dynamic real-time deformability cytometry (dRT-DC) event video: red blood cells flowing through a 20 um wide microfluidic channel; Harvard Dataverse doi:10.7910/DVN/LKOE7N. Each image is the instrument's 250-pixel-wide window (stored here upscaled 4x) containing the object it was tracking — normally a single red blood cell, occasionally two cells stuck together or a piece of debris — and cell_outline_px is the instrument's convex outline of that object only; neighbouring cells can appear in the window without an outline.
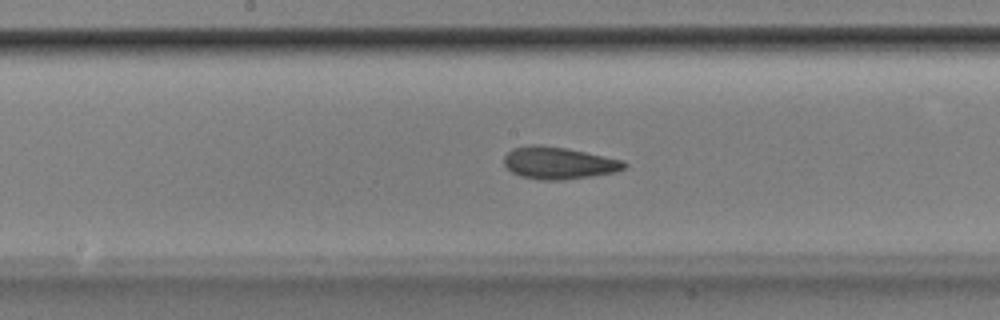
{"species": "Egyptian fruit bat (a non-hibernating species)", "species_latin": "Rousettus aegyptiacus", "temperature_condition": "room temperature", "stored_images_in_passage": 51, "camera_frame_rate_fps": 3000, "um_per_image_px": 0.085, "animal": {"sex": "male"}, "frame": {"image": 1, "passage_image": 26, "time_ms": 8.333, "image_size_px": [1000, 320], "cell_outline_px": [[628, 164], [624, 168], [616, 172], [592, 176], [560, 180], [540, 180], [520, 176], [512, 172], [504, 164], [504, 156], [512, 148], [532, 144], [536, 144], [568, 148], [624, 160]], "centroid_in_image_um": [47.49, 13.85], "position_along_channel_um": 200.7, "area_um2": 22.66}}
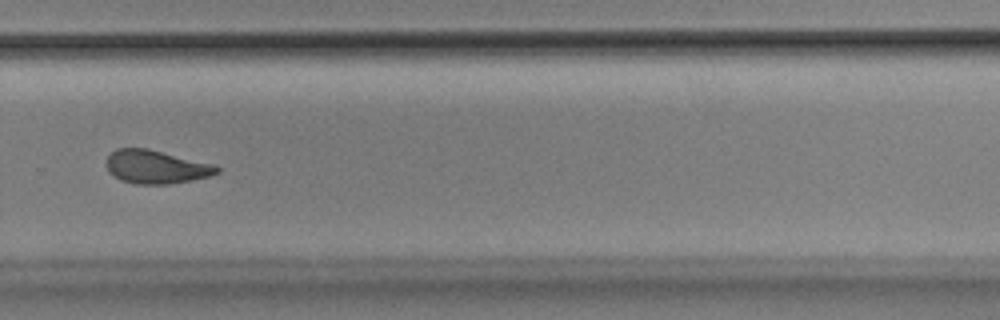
{"frame": {"image": 2, "passage_image": 35, "time_ms": 11.333, "image_size_px": [1000, 320], "cell_outline_px": [[220, 172], [208, 176], [192, 180], [168, 184], [136, 184], [120, 180], [108, 172], [108, 156], [116, 148], [148, 148], [216, 164], [220, 168]], "centroid_in_image_um": [13.3, 14.18], "position_along_channel_um": 316.5, "area_um2": 21.62}}
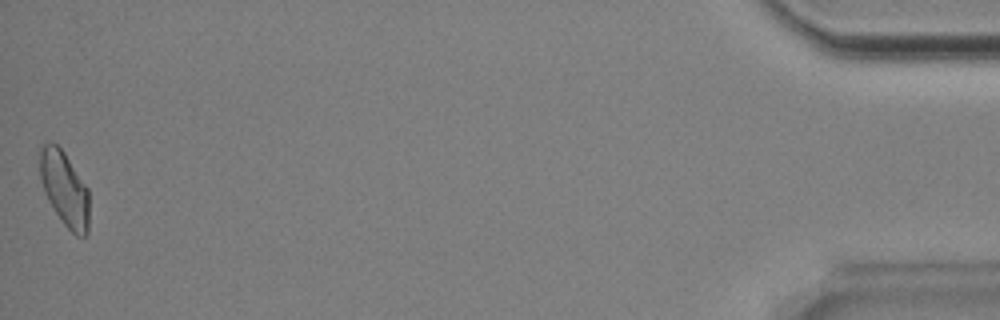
{"frame": {"image": 3, "passage_image": 51, "time_ms": 16.667, "image_size_px": [1000, 320], "cell_outline_px": [[88, 236], [76, 236], [64, 224], [48, 200], [40, 176], [40, 148], [44, 144], [56, 144], [64, 152], [88, 188]], "centroid_in_image_um": [5.5, 16.07], "position_along_channel_um": 429.7, "area_um2": 21.04}, "authors_computed_cell_mechanics": {"area_um2": 21.8484, "velocity_mm_per_s": 3.8797, "shape_relaxation_time_tau1_ms": 6.144, "shape_relaxation_time_tau2_ms": 3.0793, "deformation_change_tau1": 0.1458, "deformation_change_tau2": 0.0963}}